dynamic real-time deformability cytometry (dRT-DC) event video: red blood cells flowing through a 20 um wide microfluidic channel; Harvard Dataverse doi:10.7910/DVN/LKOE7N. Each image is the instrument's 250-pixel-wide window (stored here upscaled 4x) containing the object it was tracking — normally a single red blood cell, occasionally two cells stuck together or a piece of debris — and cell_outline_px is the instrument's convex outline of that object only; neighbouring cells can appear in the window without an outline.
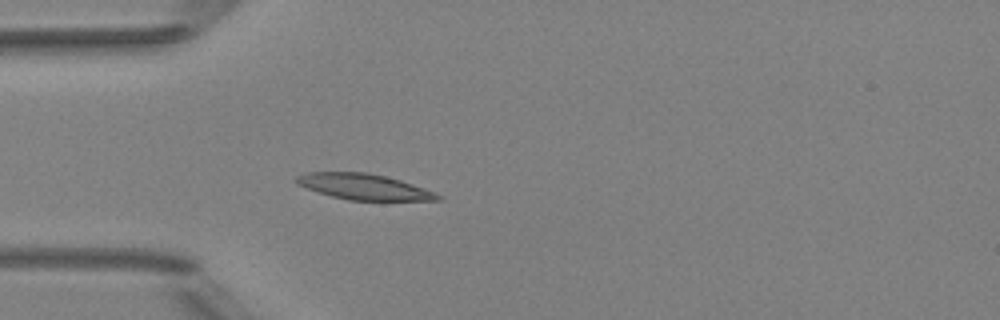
{"species": "Egyptian fruit bat (a non-hibernating species)", "species_latin": "Rousettus aegyptiacus", "temperature_condition": "room temperature", "stored_images_in_passage": 3, "camera_frame_rate_fps": 3000, "um_per_image_px": 0.085, "animal": {"sex": "female"}, "frame": {"image": 1, "passage_image": 3, "time_ms": 3.333, "image_size_px": [1000, 320], "cell_outline_px": [[444, 196], [440, 200], [348, 200], [332, 196], [296, 184], [292, 180], [296, 176], [308, 172], [368, 172], [400, 180], [436, 192]], "centroid_in_image_um": [30.93, 15.87], "position_along_channel_um": 54.1, "area_um2": 21.15}}